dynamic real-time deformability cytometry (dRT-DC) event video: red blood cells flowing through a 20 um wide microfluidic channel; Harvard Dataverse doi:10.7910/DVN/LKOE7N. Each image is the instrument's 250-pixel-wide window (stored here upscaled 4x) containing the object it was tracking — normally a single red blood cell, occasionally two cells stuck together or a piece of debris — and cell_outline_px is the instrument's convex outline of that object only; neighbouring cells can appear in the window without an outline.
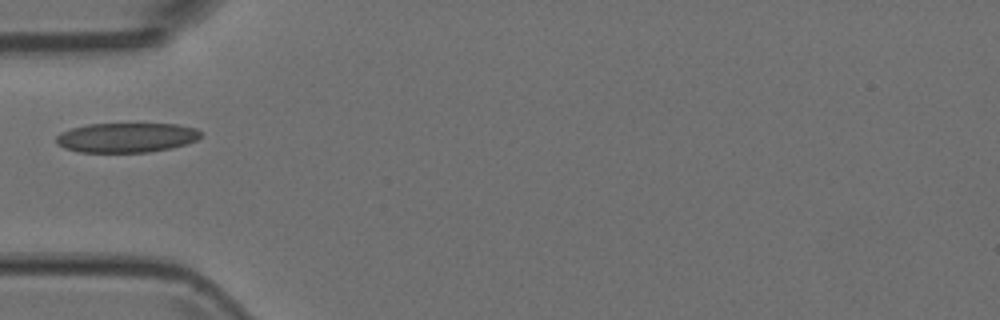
{"species": "Egyptian fruit bat (a non-hibernating species)", "species_latin": "Rousettus aegyptiacus", "temperature_condition": "room temperature", "stored_images_in_passage": 5, "camera_frame_rate_fps": 3000, "um_per_image_px": 0.085, "animal": {"sex": "female"}, "frame": {"image": 1, "passage_image": 4, "time_ms": 1.0, "image_size_px": [1000, 320], "cell_outline_px": [[204, 136], [188, 144], [172, 148], [148, 152], [80, 152], [64, 148], [56, 144], [56, 136], [60, 132], [72, 128], [88, 124], [176, 124], [196, 128]], "centroid_in_image_um": [10.76, 11.7], "position_along_channel_um": 74.2, "area_um2": 25.14}}
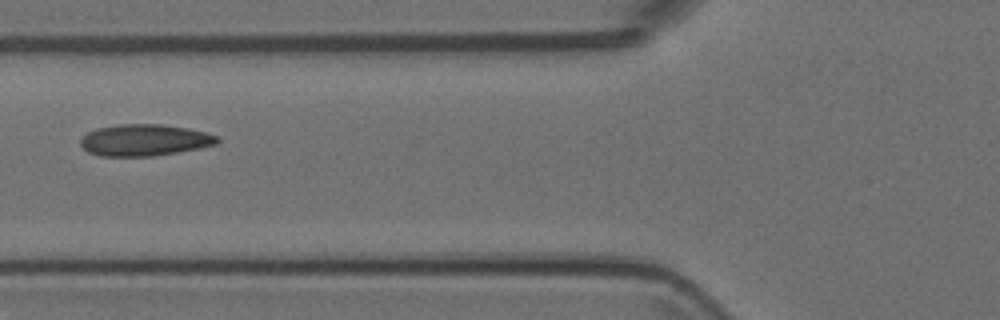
{"frame": {"image": 2, "passage_image": 5, "time_ms": 1.333, "image_size_px": [1000, 320], "cell_outline_px": [[220, 140], [216, 144], [200, 148], [152, 156], [100, 156], [88, 152], [80, 144], [80, 136], [96, 128], [116, 124], [160, 124], [188, 128], [208, 132], [216, 136]], "centroid_in_image_um": [12.26, 11.9], "position_along_channel_um": 113.5, "area_um2": 25.32}}